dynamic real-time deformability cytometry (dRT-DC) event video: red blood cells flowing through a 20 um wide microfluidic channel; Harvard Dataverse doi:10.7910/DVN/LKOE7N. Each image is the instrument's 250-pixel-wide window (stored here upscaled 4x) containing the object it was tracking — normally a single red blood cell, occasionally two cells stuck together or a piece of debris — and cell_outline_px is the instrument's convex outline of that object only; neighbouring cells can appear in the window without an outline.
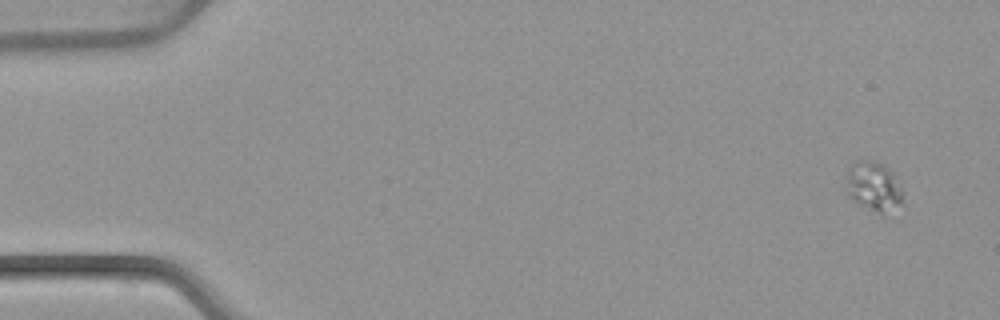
{"species": "common noctule bat (a hibernating species)", "species_latin": "Nyctalus noctula", "temperature_condition": "warm", "stored_images_in_passage": 4, "camera_frame_rate_fps": 3000, "um_per_image_px": 0.085, "animal": {"sex": "female", "body_mass_g": 22.7, "forearm_length_mm": 54.2}, "frame": {"image": 1, "passage_image": 1, "time_ms": 0.0, "image_size_px": [1000, 320], "cell_outline_px": [[900, 200], [880, 212], [860, 204], [848, 196], [848, 168], [852, 160], [872, 160], [884, 164], [892, 172], [900, 188]], "centroid_in_image_um": [74.17, 15.71], "position_along_channel_um": 10.8, "area_um2": 15.14}}
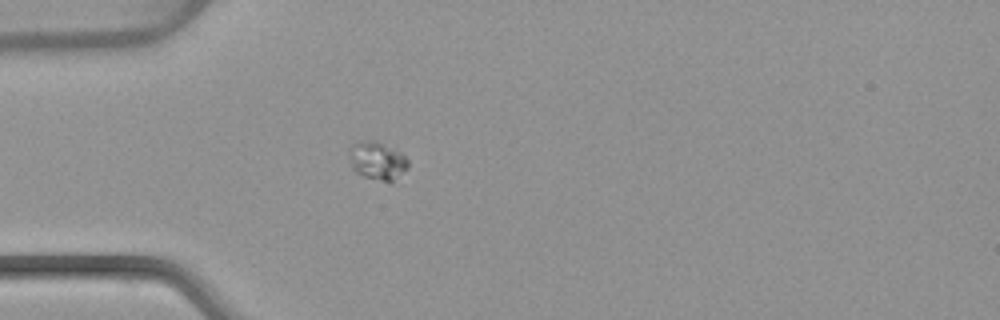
{"frame": {"image": 2, "passage_image": 4, "time_ms": 4.333, "image_size_px": [1000, 320], "cell_outline_px": [[408, 168], [392, 184], [364, 176], [356, 172], [352, 168], [348, 156], [348, 148], [352, 144], [368, 140], [372, 140], [400, 152], [408, 160]], "centroid_in_image_um": [32.06, 13.7], "position_along_channel_um": 52.9, "area_um2": 13.18}}